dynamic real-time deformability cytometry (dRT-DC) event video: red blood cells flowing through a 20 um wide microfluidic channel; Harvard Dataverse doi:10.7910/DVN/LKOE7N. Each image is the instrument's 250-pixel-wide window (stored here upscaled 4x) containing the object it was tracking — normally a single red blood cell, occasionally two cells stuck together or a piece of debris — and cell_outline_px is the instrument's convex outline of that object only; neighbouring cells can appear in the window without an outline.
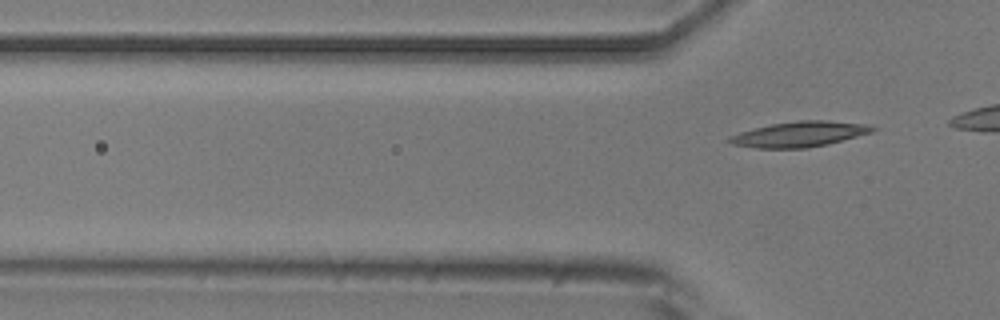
{"species": "common noctule bat (a hibernating species)", "species_latin": "Nyctalus noctula", "temperature_condition": "room temperature", "stored_images_in_passage": 5, "segment_of_instrument_passage": [2, 2], "camera_frame_rate_fps": 3000, "um_per_image_px": 0.085, "animal": {"sex": "male", "body_mass_g": 20.5, "forearm_length_mm": 52.5}, "frame": {"image": 1, "passage_image": 5, "time_ms": 4.667, "image_size_px": [1000, 320], "cell_outline_px": [[880, 128], [872, 132], [828, 144], [808, 148], [756, 148], [732, 144], [728, 140], [732, 136], [740, 132], [772, 124], [796, 120], [828, 120], [868, 124]], "centroid_in_image_um": [68.04, 11.4], "position_along_channel_um": 57.8, "area_um2": 21.1}}